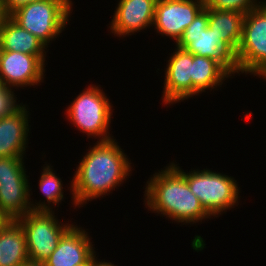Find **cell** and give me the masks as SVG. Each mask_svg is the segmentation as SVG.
<instances>
[{
  "mask_svg": "<svg viewBox=\"0 0 266 266\" xmlns=\"http://www.w3.org/2000/svg\"><path fill=\"white\" fill-rule=\"evenodd\" d=\"M97 141L79 161L70 184L75 208L105 197L130 176L131 160L115 141ZM105 195V196H104Z\"/></svg>",
  "mask_w": 266,
  "mask_h": 266,
  "instance_id": "1",
  "label": "cell"
},
{
  "mask_svg": "<svg viewBox=\"0 0 266 266\" xmlns=\"http://www.w3.org/2000/svg\"><path fill=\"white\" fill-rule=\"evenodd\" d=\"M164 168L146 182V208L178 224L191 225L210 219L199 199L190 191L185 177L171 163Z\"/></svg>",
  "mask_w": 266,
  "mask_h": 266,
  "instance_id": "2",
  "label": "cell"
},
{
  "mask_svg": "<svg viewBox=\"0 0 266 266\" xmlns=\"http://www.w3.org/2000/svg\"><path fill=\"white\" fill-rule=\"evenodd\" d=\"M186 179L190 191L199 199L206 212L218 217L239 205L240 187L234 177L210 169L184 172L178 164L171 163ZM226 211V212H225Z\"/></svg>",
  "mask_w": 266,
  "mask_h": 266,
  "instance_id": "3",
  "label": "cell"
},
{
  "mask_svg": "<svg viewBox=\"0 0 266 266\" xmlns=\"http://www.w3.org/2000/svg\"><path fill=\"white\" fill-rule=\"evenodd\" d=\"M99 87L90 84L77 95L65 111L69 122L88 138L95 137L98 141H108L114 137L109 132L114 109L103 89Z\"/></svg>",
  "mask_w": 266,
  "mask_h": 266,
  "instance_id": "4",
  "label": "cell"
},
{
  "mask_svg": "<svg viewBox=\"0 0 266 266\" xmlns=\"http://www.w3.org/2000/svg\"><path fill=\"white\" fill-rule=\"evenodd\" d=\"M72 4L71 0H39L25 5L10 17L48 48L67 27Z\"/></svg>",
  "mask_w": 266,
  "mask_h": 266,
  "instance_id": "5",
  "label": "cell"
},
{
  "mask_svg": "<svg viewBox=\"0 0 266 266\" xmlns=\"http://www.w3.org/2000/svg\"><path fill=\"white\" fill-rule=\"evenodd\" d=\"M235 67L239 76L245 73L259 78L266 71V1L244 16Z\"/></svg>",
  "mask_w": 266,
  "mask_h": 266,
  "instance_id": "6",
  "label": "cell"
},
{
  "mask_svg": "<svg viewBox=\"0 0 266 266\" xmlns=\"http://www.w3.org/2000/svg\"><path fill=\"white\" fill-rule=\"evenodd\" d=\"M24 163V157L0 158V216L4 220H17L32 211Z\"/></svg>",
  "mask_w": 266,
  "mask_h": 266,
  "instance_id": "7",
  "label": "cell"
},
{
  "mask_svg": "<svg viewBox=\"0 0 266 266\" xmlns=\"http://www.w3.org/2000/svg\"><path fill=\"white\" fill-rule=\"evenodd\" d=\"M53 211H31L17 221L22 226L27 243L28 259L45 262L57 248L63 234L73 225L61 223Z\"/></svg>",
  "mask_w": 266,
  "mask_h": 266,
  "instance_id": "8",
  "label": "cell"
},
{
  "mask_svg": "<svg viewBox=\"0 0 266 266\" xmlns=\"http://www.w3.org/2000/svg\"><path fill=\"white\" fill-rule=\"evenodd\" d=\"M176 45L193 55L214 59L231 75L237 74L235 52L208 27V8L195 17Z\"/></svg>",
  "mask_w": 266,
  "mask_h": 266,
  "instance_id": "9",
  "label": "cell"
},
{
  "mask_svg": "<svg viewBox=\"0 0 266 266\" xmlns=\"http://www.w3.org/2000/svg\"><path fill=\"white\" fill-rule=\"evenodd\" d=\"M204 8V0H157L154 29L177 44L185 29Z\"/></svg>",
  "mask_w": 266,
  "mask_h": 266,
  "instance_id": "10",
  "label": "cell"
},
{
  "mask_svg": "<svg viewBox=\"0 0 266 266\" xmlns=\"http://www.w3.org/2000/svg\"><path fill=\"white\" fill-rule=\"evenodd\" d=\"M45 67L37 56L0 50V82L7 88L41 85Z\"/></svg>",
  "mask_w": 266,
  "mask_h": 266,
  "instance_id": "11",
  "label": "cell"
},
{
  "mask_svg": "<svg viewBox=\"0 0 266 266\" xmlns=\"http://www.w3.org/2000/svg\"><path fill=\"white\" fill-rule=\"evenodd\" d=\"M175 46L164 71L162 102L169 106L192 97L193 54Z\"/></svg>",
  "mask_w": 266,
  "mask_h": 266,
  "instance_id": "12",
  "label": "cell"
},
{
  "mask_svg": "<svg viewBox=\"0 0 266 266\" xmlns=\"http://www.w3.org/2000/svg\"><path fill=\"white\" fill-rule=\"evenodd\" d=\"M156 3L157 0H119L109 24L111 33L126 37L153 27Z\"/></svg>",
  "mask_w": 266,
  "mask_h": 266,
  "instance_id": "13",
  "label": "cell"
},
{
  "mask_svg": "<svg viewBox=\"0 0 266 266\" xmlns=\"http://www.w3.org/2000/svg\"><path fill=\"white\" fill-rule=\"evenodd\" d=\"M91 239L85 229L73 224L44 263L46 266H80L88 263L96 254Z\"/></svg>",
  "mask_w": 266,
  "mask_h": 266,
  "instance_id": "14",
  "label": "cell"
},
{
  "mask_svg": "<svg viewBox=\"0 0 266 266\" xmlns=\"http://www.w3.org/2000/svg\"><path fill=\"white\" fill-rule=\"evenodd\" d=\"M27 106L22 103L12 114L0 118V158L24 157L31 127Z\"/></svg>",
  "mask_w": 266,
  "mask_h": 266,
  "instance_id": "15",
  "label": "cell"
},
{
  "mask_svg": "<svg viewBox=\"0 0 266 266\" xmlns=\"http://www.w3.org/2000/svg\"><path fill=\"white\" fill-rule=\"evenodd\" d=\"M28 259L25 232L17 220L0 224V266H21Z\"/></svg>",
  "mask_w": 266,
  "mask_h": 266,
  "instance_id": "16",
  "label": "cell"
},
{
  "mask_svg": "<svg viewBox=\"0 0 266 266\" xmlns=\"http://www.w3.org/2000/svg\"><path fill=\"white\" fill-rule=\"evenodd\" d=\"M45 49L47 47L36 36L18 25L10 16L7 18L0 33V50L34 55L45 64L48 52Z\"/></svg>",
  "mask_w": 266,
  "mask_h": 266,
  "instance_id": "17",
  "label": "cell"
},
{
  "mask_svg": "<svg viewBox=\"0 0 266 266\" xmlns=\"http://www.w3.org/2000/svg\"><path fill=\"white\" fill-rule=\"evenodd\" d=\"M232 75L216 60L193 55L192 63V97L206 90L211 91Z\"/></svg>",
  "mask_w": 266,
  "mask_h": 266,
  "instance_id": "18",
  "label": "cell"
},
{
  "mask_svg": "<svg viewBox=\"0 0 266 266\" xmlns=\"http://www.w3.org/2000/svg\"><path fill=\"white\" fill-rule=\"evenodd\" d=\"M244 13L208 8V27L236 53L242 39Z\"/></svg>",
  "mask_w": 266,
  "mask_h": 266,
  "instance_id": "19",
  "label": "cell"
},
{
  "mask_svg": "<svg viewBox=\"0 0 266 266\" xmlns=\"http://www.w3.org/2000/svg\"><path fill=\"white\" fill-rule=\"evenodd\" d=\"M46 166L43 165V172L40 173V179H39V190L43 193L47 203L41 202H33L31 201V193H30V204L32 211H53L52 205H57L59 207V203H62V200L64 199V188L63 183L60 177L56 176L55 171H53V166L50 164H46ZM35 203V204H34ZM52 203V205H51ZM51 205V206H50Z\"/></svg>",
  "mask_w": 266,
  "mask_h": 266,
  "instance_id": "20",
  "label": "cell"
},
{
  "mask_svg": "<svg viewBox=\"0 0 266 266\" xmlns=\"http://www.w3.org/2000/svg\"><path fill=\"white\" fill-rule=\"evenodd\" d=\"M263 3L264 2H259L258 0H204L205 8L234 10L244 14L261 6Z\"/></svg>",
  "mask_w": 266,
  "mask_h": 266,
  "instance_id": "21",
  "label": "cell"
},
{
  "mask_svg": "<svg viewBox=\"0 0 266 266\" xmlns=\"http://www.w3.org/2000/svg\"><path fill=\"white\" fill-rule=\"evenodd\" d=\"M15 90L5 86L0 87V118L12 114L21 105L17 103V97L14 95Z\"/></svg>",
  "mask_w": 266,
  "mask_h": 266,
  "instance_id": "22",
  "label": "cell"
},
{
  "mask_svg": "<svg viewBox=\"0 0 266 266\" xmlns=\"http://www.w3.org/2000/svg\"><path fill=\"white\" fill-rule=\"evenodd\" d=\"M35 1L39 0H3V4L7 15L11 16L14 12L19 10L20 8Z\"/></svg>",
  "mask_w": 266,
  "mask_h": 266,
  "instance_id": "23",
  "label": "cell"
},
{
  "mask_svg": "<svg viewBox=\"0 0 266 266\" xmlns=\"http://www.w3.org/2000/svg\"><path fill=\"white\" fill-rule=\"evenodd\" d=\"M8 17L9 16L7 15V13L5 11L3 0H0V33H1V30L3 29V25H4V23Z\"/></svg>",
  "mask_w": 266,
  "mask_h": 266,
  "instance_id": "24",
  "label": "cell"
},
{
  "mask_svg": "<svg viewBox=\"0 0 266 266\" xmlns=\"http://www.w3.org/2000/svg\"><path fill=\"white\" fill-rule=\"evenodd\" d=\"M91 266H116L114 264H112L111 262H105L104 261H98V258L96 257V254L93 256V258L91 259Z\"/></svg>",
  "mask_w": 266,
  "mask_h": 266,
  "instance_id": "25",
  "label": "cell"
},
{
  "mask_svg": "<svg viewBox=\"0 0 266 266\" xmlns=\"http://www.w3.org/2000/svg\"><path fill=\"white\" fill-rule=\"evenodd\" d=\"M21 266H46V264L43 262H36V261L28 260L27 262H25Z\"/></svg>",
  "mask_w": 266,
  "mask_h": 266,
  "instance_id": "26",
  "label": "cell"
},
{
  "mask_svg": "<svg viewBox=\"0 0 266 266\" xmlns=\"http://www.w3.org/2000/svg\"><path fill=\"white\" fill-rule=\"evenodd\" d=\"M262 77L263 80H266V71L264 73H262L259 78Z\"/></svg>",
  "mask_w": 266,
  "mask_h": 266,
  "instance_id": "27",
  "label": "cell"
},
{
  "mask_svg": "<svg viewBox=\"0 0 266 266\" xmlns=\"http://www.w3.org/2000/svg\"><path fill=\"white\" fill-rule=\"evenodd\" d=\"M80 266H91V260L88 263L80 265Z\"/></svg>",
  "mask_w": 266,
  "mask_h": 266,
  "instance_id": "28",
  "label": "cell"
},
{
  "mask_svg": "<svg viewBox=\"0 0 266 266\" xmlns=\"http://www.w3.org/2000/svg\"><path fill=\"white\" fill-rule=\"evenodd\" d=\"M4 221V219L0 216V224Z\"/></svg>",
  "mask_w": 266,
  "mask_h": 266,
  "instance_id": "29",
  "label": "cell"
}]
</instances>
